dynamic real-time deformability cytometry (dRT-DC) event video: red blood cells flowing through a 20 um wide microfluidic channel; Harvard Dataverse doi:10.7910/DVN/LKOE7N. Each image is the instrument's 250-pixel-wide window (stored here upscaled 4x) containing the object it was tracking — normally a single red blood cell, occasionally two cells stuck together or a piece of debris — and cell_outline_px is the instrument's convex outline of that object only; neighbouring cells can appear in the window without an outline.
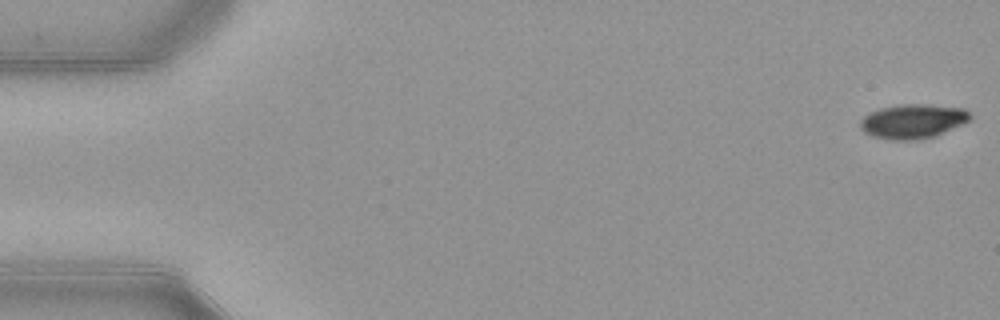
{"species": "common noctule bat (a hibernating species)", "species_latin": "Nyctalus noctula", "temperature_condition": "warm", "stored_images_in_passage": 53, "camera_frame_rate_fps": 3000, "um_per_image_px": 0.085, "animal": {"sex": "female", "body_mass_g": 21.9}, "frame": {"image": 1, "passage_image": 1, "time_ms": 0.0, "image_size_px": [1000, 320], "cell_outline_px": [[972, 116], [968, 120], [936, 136], [920, 140], [888, 140], [872, 136], [864, 132], [860, 128], [860, 120], [864, 116], [880, 108], [900, 104], [924, 104], [964, 108]], "centroid_in_image_um": [77.56, 10.32], "position_along_channel_um": 7.4, "area_um2": 21.96}}
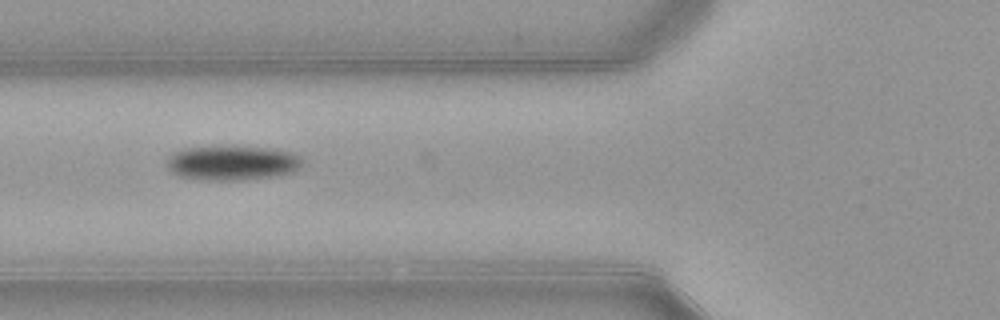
{"frame": {"image": 2, "passage_image": 20, "time_ms": 6.333, "image_size_px": [1000, 320], "cell_outline_px": [[304, 164], [300, 168], [292, 172], [276, 176], [236, 180], [216, 180], [180, 176], [172, 172], [164, 164], [168, 156], [172, 152], [184, 148], [216, 144], [232, 144], [272, 148], [292, 152], [300, 156], [304, 160]], "centroid_in_image_um": [19.74, 13.78], "position_along_channel_um": 106.1, "area_um2": 28.44}}
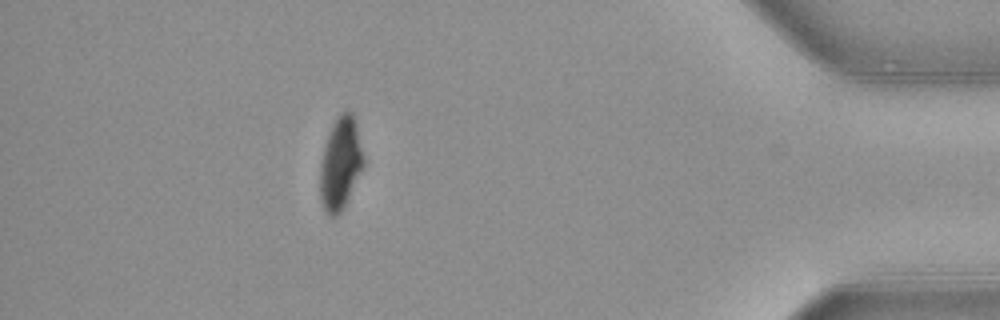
{"frame": {"image": 3, "passage_image": 47, "time_ms": 15.333, "image_size_px": [1000, 320], "cell_outline_px": [[364, 164], [344, 208], [336, 216], [328, 216], [320, 200], [320, 164], [324, 148], [332, 124], [340, 112], [352, 112], [356, 124], [364, 156]], "centroid_in_image_um": [28.93, 13.92], "position_along_channel_um": 406.3, "area_um2": 23.24}, "authors_computed_cell_mechanics": {"area_um2": 24.565, "velocity_mm_per_s": 3.9265, "shape_relaxation_time_tau1_ms": 3.698, "shape_relaxation_time_tau2_ms": 8.1015, "deformation_change_tau1": 0.1416, "deformation_change_tau2": 0.0808}}